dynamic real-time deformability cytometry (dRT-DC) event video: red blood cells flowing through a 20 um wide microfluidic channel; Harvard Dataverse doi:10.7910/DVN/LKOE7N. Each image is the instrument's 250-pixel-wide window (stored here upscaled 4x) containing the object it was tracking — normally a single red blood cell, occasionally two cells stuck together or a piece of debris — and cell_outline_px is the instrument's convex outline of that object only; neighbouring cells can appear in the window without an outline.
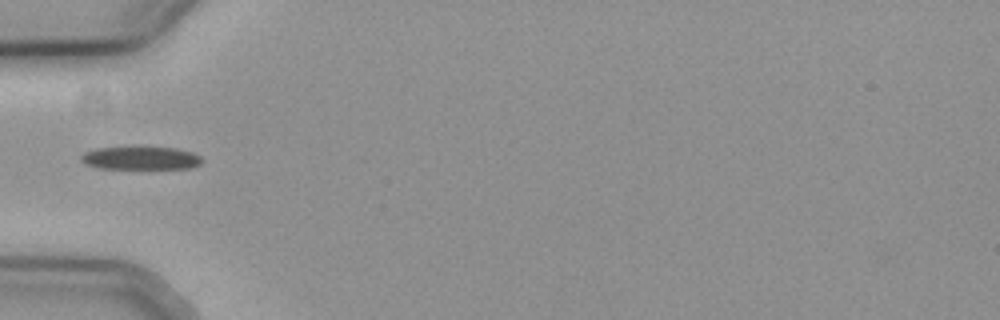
{"species": "common noctule bat (a hibernating species)", "species_latin": "Nyctalus noctula", "temperature_condition": "cold", "stored_images_in_passage": 27, "camera_frame_rate_fps": 3000, "um_per_image_px": 0.085, "animal": {"sex": "female", "body_mass_g": 19.3, "forearm_length_mm": 54.1}, "frame": {"image": 1, "passage_image": 1, "time_ms": 0.0, "image_size_px": [1000, 320], "cell_outline_px": [[204, 160], [200, 164], [188, 168], [96, 168], [84, 164], [80, 160], [80, 156], [84, 152], [100, 148], [176, 148], [192, 152], [200, 156]], "centroid_in_image_um": [11.94, 13.45], "position_along_channel_um": 73.1, "area_um2": 15.95}}
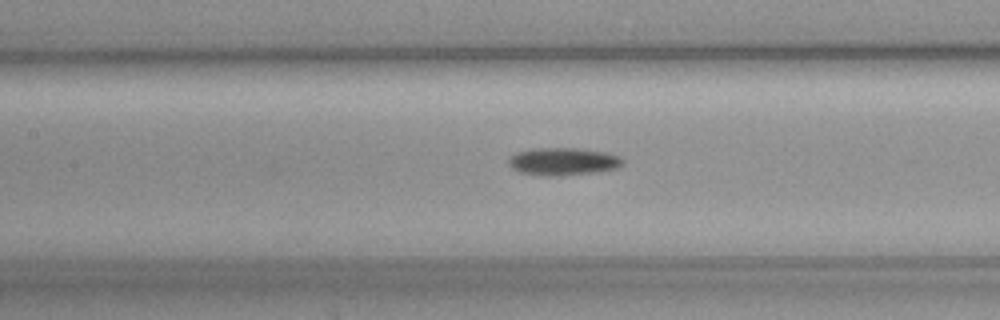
{"frame": {"image": 2, "passage_image": 8, "time_ms": 2.333, "image_size_px": [1000, 320], "cell_outline_px": [[624, 164], [616, 168], [600, 172], [556, 176], [540, 176], [520, 172], [512, 168], [508, 164], [508, 160], [516, 152], [532, 148], [580, 148], [608, 152], [620, 156], [624, 160]], "centroid_in_image_um": [47.89, 13.72], "position_along_channel_um": 159.5, "area_um2": 18.73}}
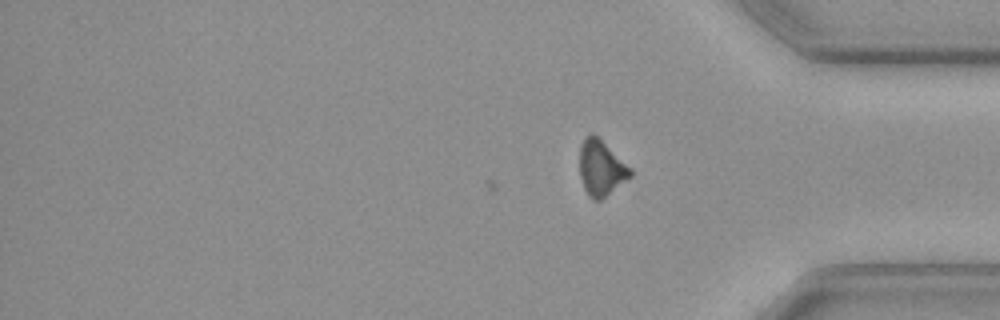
{"frame": {"image": 3, "passage_image": 27, "time_ms": 8.667, "image_size_px": [1000, 320], "cell_outline_px": [[632, 176], [600, 200], [592, 200], [588, 196], [584, 188], [580, 176], [580, 144], [584, 136], [592, 132], [632, 168]], "centroid_in_image_um": [51.08, 14.27], "position_along_channel_um": 384.1, "area_um2": 16.42}, "authors_computed_cell_mechanics": {"area_um2": 17.051, "velocity_mm_per_s": 3.7195, "shape_relaxation_time_tau1_ms": 2.6686, "shape_relaxation_time_tau2_ms": null, "deformation_change_tau1": 0.0854, "deformation_change_tau2": null}}